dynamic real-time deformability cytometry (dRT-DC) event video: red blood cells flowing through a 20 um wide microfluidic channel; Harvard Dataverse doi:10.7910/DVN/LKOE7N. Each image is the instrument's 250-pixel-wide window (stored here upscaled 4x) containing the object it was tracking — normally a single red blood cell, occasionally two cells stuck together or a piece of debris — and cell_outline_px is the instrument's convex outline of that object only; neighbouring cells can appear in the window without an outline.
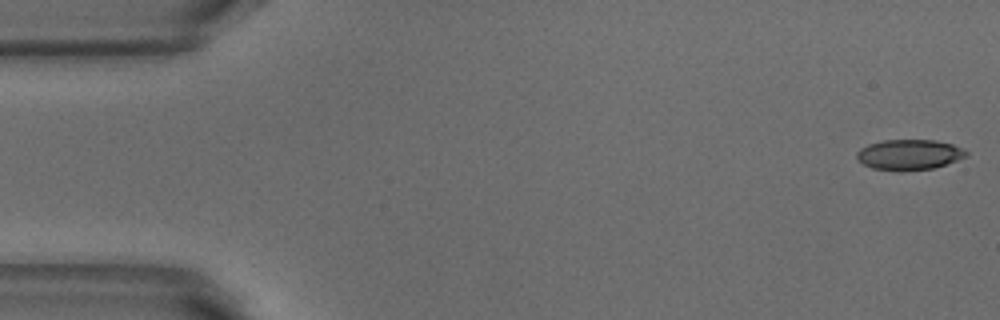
{"species": "common noctule bat (a hibernating species)", "species_latin": "Nyctalus noctula", "temperature_condition": "warm", "stored_images_in_passage": 51, "camera_frame_rate_fps": 3000, "um_per_image_px": 0.085, "animal": {"sex": "male", "body_mass_g": 18.8}, "frame": {"image": 1, "passage_image": 1, "time_ms": 0.0, "image_size_px": [1000, 320], "cell_outline_px": [[968, 156], [932, 168], [872, 168], [864, 164], [856, 156], [856, 152], [860, 148], [868, 144], [884, 140], [936, 140], [952, 144], [968, 152]], "centroid_in_image_um": [77.28, 13.09], "position_along_channel_um": 7.7, "area_um2": 18.5}}
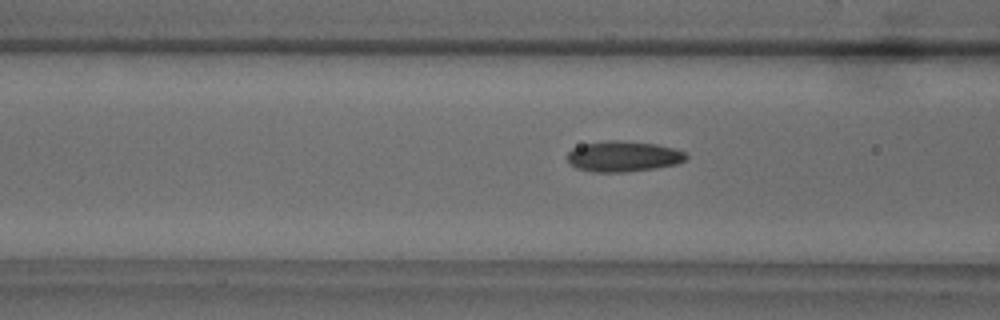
{"frame": {"image": 2, "passage_image": 19, "time_ms": 6.0, "image_size_px": [1000, 320], "cell_outline_px": [[688, 156], [684, 160], [676, 164], [656, 168], [624, 172], [592, 172], [576, 168], [568, 160], [568, 152], [572, 148], [584, 144], [604, 140], [620, 140], [656, 144], [676, 148], [684, 152]], "centroid_in_image_um": [52.98, 13.28], "position_along_channel_um": 113.6, "area_um2": 21.27}}
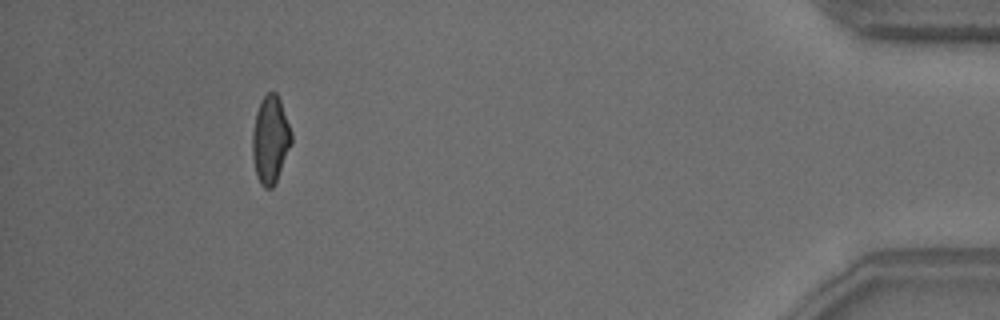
{"frame": {"image": 3, "passage_image": 47, "time_ms": 15.333, "image_size_px": [1000, 320], "cell_outline_px": [[292, 144], [276, 180], [272, 188], [264, 188], [260, 184], [256, 176], [252, 156], [252, 132], [256, 112], [260, 100], [268, 92], [276, 92], [280, 100], [292, 132]], "centroid_in_image_um": [22.97, 11.86], "position_along_channel_um": 412.2, "area_um2": 20.0}, "authors_computed_cell_mechanics": {"area_um2": 20.3456, "velocity_mm_per_s": 3.8889, "shape_relaxation_time_tau1_ms": null, "shape_relaxation_time_tau2_ms": 2.0716, "deformation_change_tau1": null, "deformation_change_tau2": 0.0934}}